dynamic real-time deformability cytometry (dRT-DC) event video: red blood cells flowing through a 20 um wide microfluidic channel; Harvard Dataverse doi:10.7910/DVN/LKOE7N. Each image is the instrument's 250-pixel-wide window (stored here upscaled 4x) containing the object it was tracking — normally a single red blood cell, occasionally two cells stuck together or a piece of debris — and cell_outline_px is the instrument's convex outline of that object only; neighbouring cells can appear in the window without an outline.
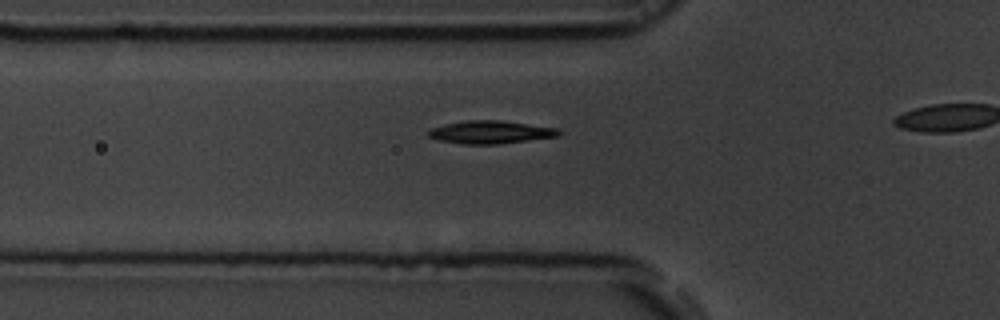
{"species": "common noctule bat (a hibernating species)", "species_latin": "Nyctalus noctula", "temperature_condition": "room temperature", "stored_images_in_passage": 19, "camera_frame_rate_fps": 3000, "um_per_image_px": 0.085, "animal": {"sex": "male", "body_mass_g": 19.5, "forearm_length_mm": 54.6}, "frame": {"image": 1, "passage_image": 14, "time_ms": 4.333, "image_size_px": [1000, 320], "cell_outline_px": [[560, 136], [496, 144], [460, 144], [440, 140], [428, 136], [424, 132], [428, 128], [444, 124], [468, 120], [500, 120], [560, 128]], "centroid_in_image_um": [41.65, 11.23], "position_along_channel_um": 84.1, "area_um2": 17.57}}